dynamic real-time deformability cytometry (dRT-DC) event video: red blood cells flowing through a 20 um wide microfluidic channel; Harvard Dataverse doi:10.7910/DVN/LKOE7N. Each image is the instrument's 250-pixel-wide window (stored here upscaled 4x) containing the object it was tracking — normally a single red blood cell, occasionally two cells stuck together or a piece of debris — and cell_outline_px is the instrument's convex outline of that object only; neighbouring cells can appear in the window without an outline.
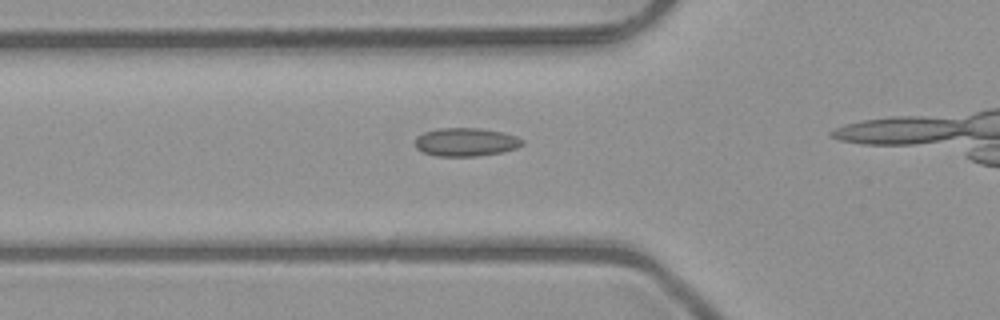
{"species": "common noctule bat (a hibernating species)", "species_latin": "Nyctalus noctula", "temperature_condition": "room temperature", "stored_images_in_passage": 11, "camera_frame_rate_fps": 3000, "um_per_image_px": 0.085, "animal": {"sex": "male", "body_mass_g": 23.1, "forearm_length_mm": 52.7}, "frame": {"image": 1, "passage_image": 4, "time_ms": 1.0, "image_size_px": [1000, 320], "cell_outline_px": [[524, 144], [516, 148], [504, 152], [476, 156], [436, 156], [424, 152], [416, 148], [416, 136], [424, 132], [440, 128], [480, 128], [500, 132], [516, 136], [524, 140]], "centroid_in_image_um": [39.61, 12.08], "position_along_channel_um": 86.2, "area_um2": 17.69}}
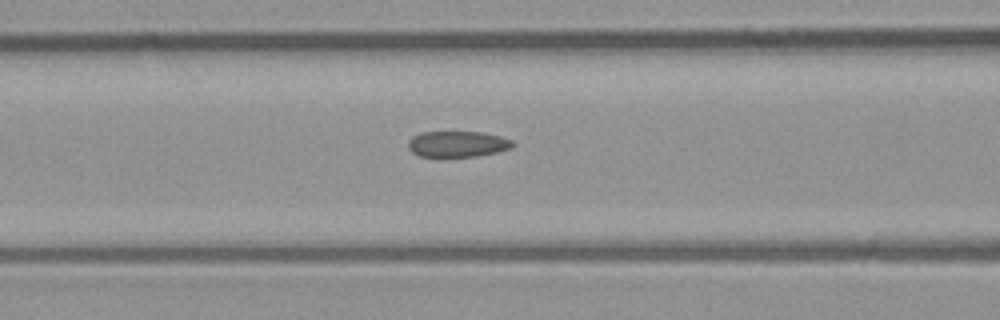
{"frame": {"image": 2, "passage_image": 7, "time_ms": 2.0, "image_size_px": [1000, 320], "cell_outline_px": [[516, 144], [512, 148], [496, 152], [476, 156], [420, 156], [412, 152], [408, 148], [408, 140], [412, 136], [420, 132], [484, 132], [500, 136], [512, 140]], "centroid_in_image_um": [38.9, 12.23], "position_along_channel_um": 127.7, "area_um2": 15.84}}
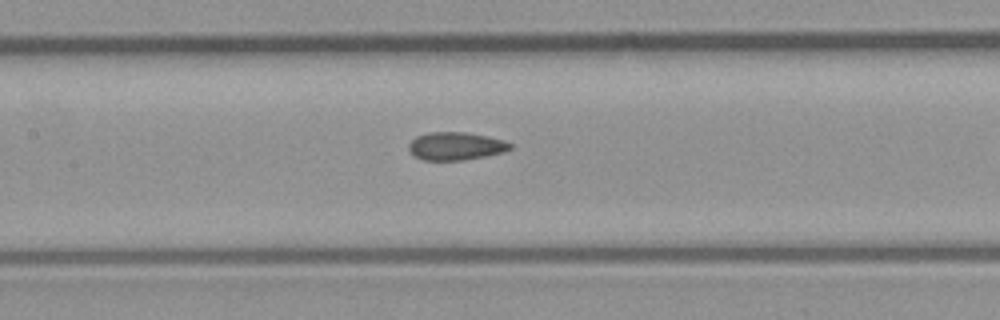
{"frame": {"image": 3, "passage_image": 10, "time_ms": 3.0, "image_size_px": [1000, 320], "cell_outline_px": [[512, 148], [504, 152], [464, 160], [424, 160], [416, 156], [408, 148], [408, 144], [416, 136], [428, 132], [464, 132], [488, 136], [504, 140], [512, 144]], "centroid_in_image_um": [38.75, 12.41], "position_along_channel_um": 168.6, "area_um2": 16.47}}